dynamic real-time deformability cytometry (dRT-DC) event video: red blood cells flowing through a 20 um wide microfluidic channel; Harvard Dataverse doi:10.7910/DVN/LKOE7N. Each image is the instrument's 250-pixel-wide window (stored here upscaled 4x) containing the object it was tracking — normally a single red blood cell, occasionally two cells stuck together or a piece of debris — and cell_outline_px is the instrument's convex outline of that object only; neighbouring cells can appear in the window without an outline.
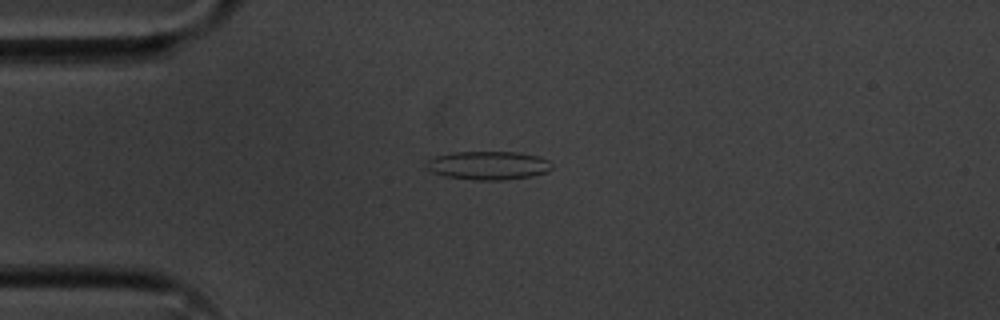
{"species": "common noctule bat (a hibernating species)", "species_latin": "Nyctalus noctula", "temperature_condition": "cold", "stored_images_in_passage": 55, "camera_frame_rate_fps": 3000, "um_per_image_px": 0.085, "animal": {"sex": "male", "body_mass_g": 20.1, "forearm_length_mm": 53.5}, "frame": {"image": 1, "passage_image": 14, "time_ms": 4.333, "image_size_px": [1000, 320], "cell_outline_px": [[552, 168], [544, 172], [532, 176], [500, 180], [476, 180], [444, 176], [432, 172], [424, 164], [428, 160], [436, 156], [452, 152], [516, 152], [540, 156], [548, 160], [552, 164]], "centroid_in_image_um": [41.49, 14.05], "position_along_channel_um": 43.5, "area_um2": 20.81}}
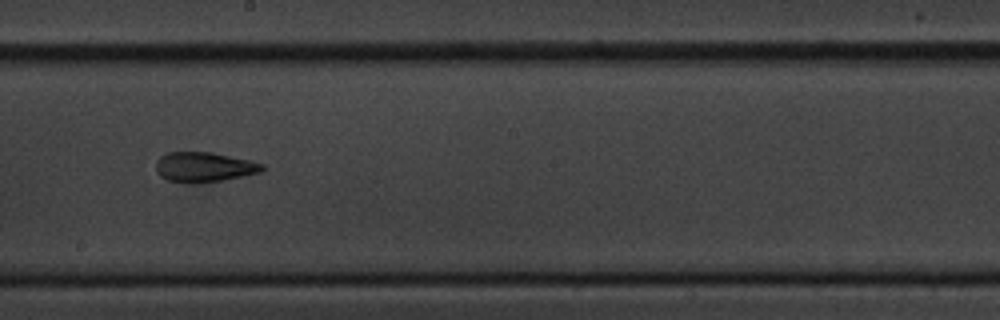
{"frame": {"image": 2, "passage_image": 31, "time_ms": 10.0, "image_size_px": [1000, 320], "cell_outline_px": [[264, 168], [260, 172], [244, 176], [220, 180], [192, 184], [168, 180], [160, 176], [156, 172], [156, 160], [160, 156], [168, 152], [212, 152], [252, 160], [264, 164]], "centroid_in_image_um": [17.34, 14.19], "position_along_channel_um": 230.9, "area_um2": 18.67}}
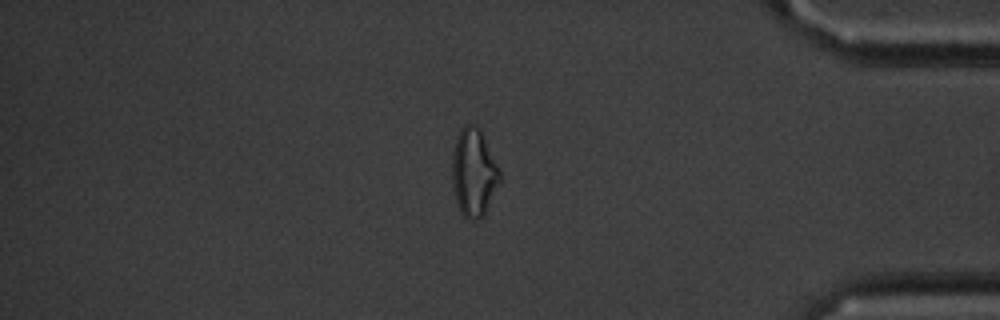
{"frame": {"image": 3, "passage_image": 47, "time_ms": 15.333, "image_size_px": [1000, 320], "cell_outline_px": [[500, 180], [484, 216], [480, 220], [468, 220], [460, 212], [456, 204], [452, 184], [452, 152], [460, 128], [464, 124], [472, 124], [480, 128], [500, 172]], "centroid_in_image_um": [40.24, 14.7], "position_along_channel_um": 395.0, "area_um2": 24.51}, "authors_computed_cell_mechanics": {"area_um2": 20.23, "velocity_mm_per_s": 3.6316, "shape_relaxation_time_tau1_ms": 6.6942, "shape_relaxation_time_tau2_ms": 2.8916, "deformation_change_tau1": 0.1647, "deformation_change_tau2": 0.1163}}